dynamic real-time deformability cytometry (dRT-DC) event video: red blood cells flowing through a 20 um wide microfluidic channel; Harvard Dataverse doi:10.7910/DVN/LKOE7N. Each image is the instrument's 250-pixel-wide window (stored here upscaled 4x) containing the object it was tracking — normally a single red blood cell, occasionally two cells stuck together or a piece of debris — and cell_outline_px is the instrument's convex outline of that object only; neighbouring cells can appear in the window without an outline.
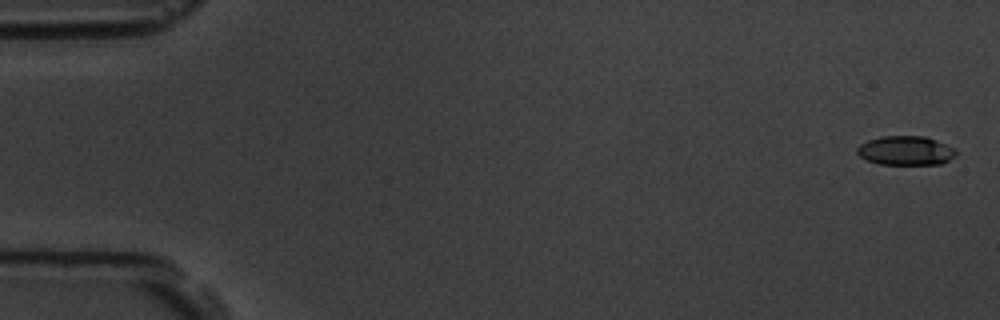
{"species": "common noctule bat (a hibernating species)", "species_latin": "Nyctalus noctula", "temperature_condition": "room temperature", "stored_images_in_passage": 6, "camera_frame_rate_fps": 3000, "um_per_image_px": 0.085, "animal": {"sex": "male", "body_mass_g": 19.5, "forearm_length_mm": 54.6}, "frame": {"image": 1, "passage_image": 1, "time_ms": 0.0, "image_size_px": [1000, 320], "cell_outline_px": [[956, 156], [940, 164], [880, 164], [868, 160], [860, 156], [856, 152], [856, 148], [860, 144], [868, 140], [880, 136], [924, 136], [936, 140], [956, 148]], "centroid_in_image_um": [76.99, 12.79], "position_along_channel_um": 8.0, "area_um2": 16.82}}